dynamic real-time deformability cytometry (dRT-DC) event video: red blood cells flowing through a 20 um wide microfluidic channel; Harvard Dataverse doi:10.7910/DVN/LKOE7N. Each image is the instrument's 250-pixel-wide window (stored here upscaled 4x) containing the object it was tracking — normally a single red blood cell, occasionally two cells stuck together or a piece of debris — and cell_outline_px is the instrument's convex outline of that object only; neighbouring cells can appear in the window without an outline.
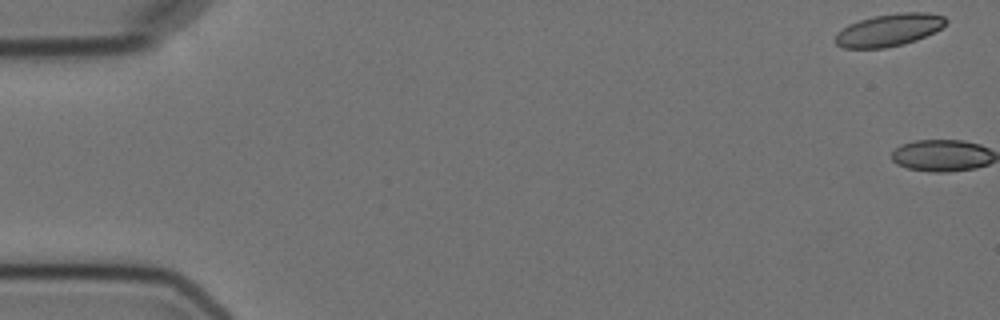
{"species": "Egyptian fruit bat (a non-hibernating species)", "species_latin": "Rousettus aegyptiacus", "temperature_condition": "cold", "stored_images_in_passage": 6, "camera_frame_rate_fps": 3000, "um_per_image_px": 0.085, "animal": {"sex": "female"}, "frame": {"image": 1, "passage_image": 1, "time_ms": 0.0, "image_size_px": [1000, 320], "cell_outline_px": [[948, 20], [940, 28], [916, 40], [904, 44], [884, 48], [844, 48], [836, 44], [836, 32], [848, 24], [860, 20], [876, 16], [896, 12], [928, 12], [944, 16]], "centroid_in_image_um": [75.55, 2.54], "position_along_channel_um": 9.5, "area_um2": 20.75}}